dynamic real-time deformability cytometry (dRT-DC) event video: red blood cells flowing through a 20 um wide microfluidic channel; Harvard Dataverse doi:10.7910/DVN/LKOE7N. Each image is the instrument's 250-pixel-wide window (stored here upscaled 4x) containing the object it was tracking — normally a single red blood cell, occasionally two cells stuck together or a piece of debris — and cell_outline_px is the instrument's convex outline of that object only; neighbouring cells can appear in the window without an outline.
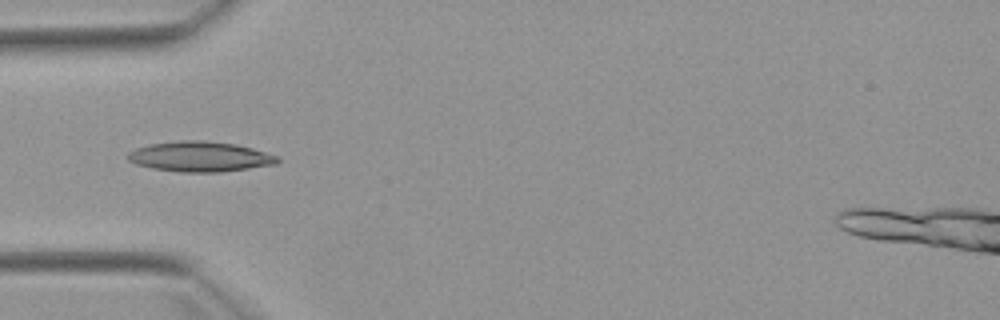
{"species": "Egyptian fruit bat (a non-hibernating species)", "species_latin": "Rousettus aegyptiacus", "temperature_condition": "warm", "stored_images_in_passage": 3, "camera_frame_rate_fps": 3000, "um_per_image_px": 0.085, "animal": {"sex": "female"}, "frame": {"image": 1, "passage_image": 2, "time_ms": 1.333, "image_size_px": [1000, 320], "cell_outline_px": [[280, 160], [276, 164], [220, 172], [180, 172], [152, 168], [136, 164], [128, 160], [128, 152], [136, 148], [148, 144], [180, 140], [204, 140], [236, 144], [252, 148], [280, 156]], "centroid_in_image_um": [17.01, 13.3], "position_along_channel_um": 68.0, "area_um2": 26.41}}
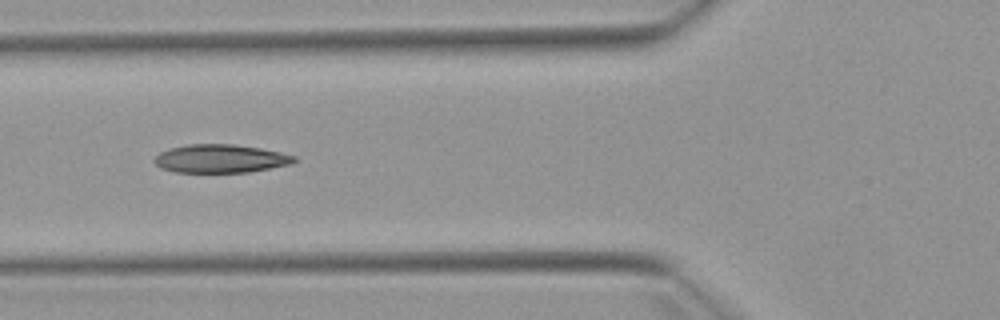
{"frame": {"image": 2, "passage_image": 3, "time_ms": 2.333, "image_size_px": [1000, 320], "cell_outline_px": [[296, 160], [292, 164], [248, 172], [176, 172], [160, 168], [152, 160], [160, 152], [168, 148], [188, 144], [232, 144], [260, 148], [280, 152], [296, 156]], "centroid_in_image_um": [18.72, 13.48], "position_along_channel_um": 107.1, "area_um2": 23.12}}